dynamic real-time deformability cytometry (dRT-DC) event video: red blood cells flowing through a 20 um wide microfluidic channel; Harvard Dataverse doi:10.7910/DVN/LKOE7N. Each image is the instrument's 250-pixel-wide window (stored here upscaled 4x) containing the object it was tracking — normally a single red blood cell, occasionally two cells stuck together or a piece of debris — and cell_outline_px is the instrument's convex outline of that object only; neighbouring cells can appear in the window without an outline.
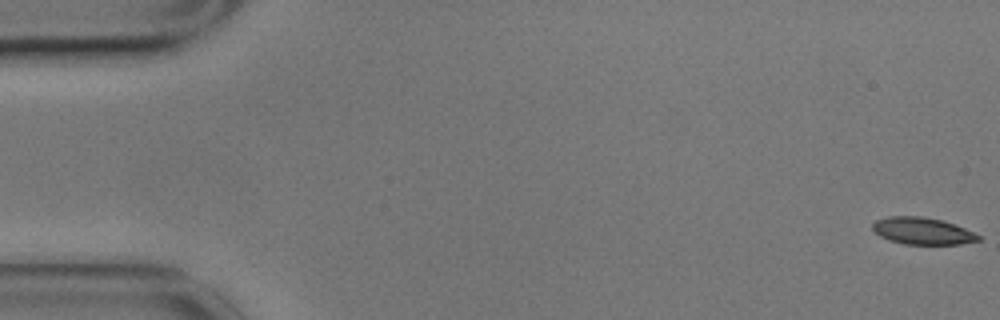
{"species": "common noctule bat (a hibernating species)", "species_latin": "Nyctalus noctula", "temperature_condition": "cold", "stored_images_in_passage": 57, "camera_frame_rate_fps": 3000, "um_per_image_px": 0.085, "animal": {"sex": "male", "body_mass_g": 17.9}, "frame": {"image": 1, "passage_image": 1, "time_ms": 0.0, "image_size_px": [1000, 320], "cell_outline_px": [[980, 240], [960, 244], [904, 244], [888, 240], [880, 236], [872, 228], [872, 224], [876, 220], [888, 216], [920, 216], [944, 220], [964, 228], [980, 236]], "centroid_in_image_um": [78.38, 19.63], "position_along_channel_um": 6.6, "area_um2": 16.59}}
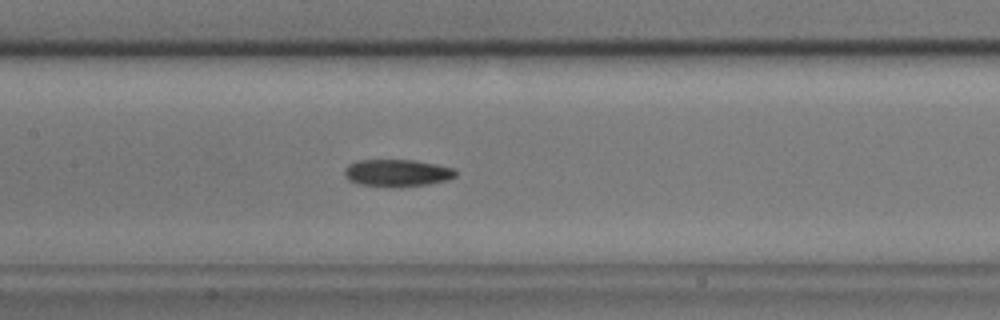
{"frame": {"image": 2, "passage_image": 27, "time_ms": 8.667, "image_size_px": [1000, 320], "cell_outline_px": [[456, 176], [448, 180], [428, 184], [396, 188], [360, 184], [348, 180], [344, 176], [344, 168], [348, 164], [356, 160], [416, 160], [456, 168]], "centroid_in_image_um": [33.75, 14.7], "position_along_channel_um": 173.6, "area_um2": 17.98}}
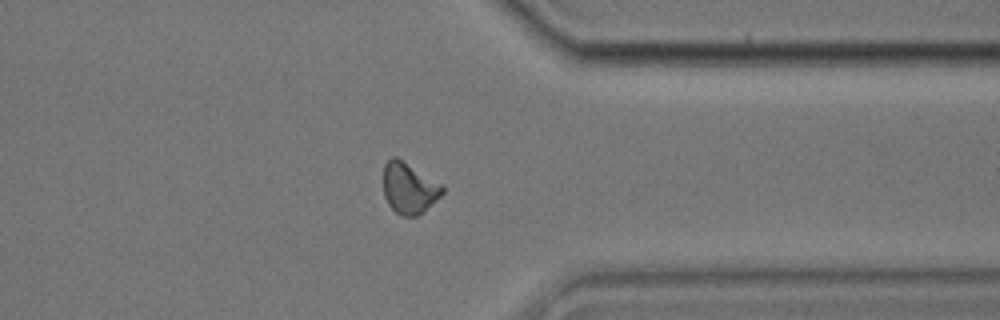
{"frame": {"image": 3, "passage_image": 45, "time_ms": 14.667, "image_size_px": [1000, 320], "cell_outline_px": [[444, 192], [424, 212], [416, 216], [404, 216], [396, 212], [388, 204], [384, 196], [384, 164], [392, 156], [396, 156], [440, 184], [444, 188]], "centroid_in_image_um": [34.75, 16.0], "position_along_channel_um": 376.6, "area_um2": 17.28}, "authors_computed_cell_mechanics": {"area_um2": 17.34, "velocity_mm_per_s": 3.489, "shape_relaxation_time_tau1_ms": 9.293, "shape_relaxation_time_tau2_ms": 3.7428, "deformation_change_tau1": 0.2005, "deformation_change_tau2": 0.092}}